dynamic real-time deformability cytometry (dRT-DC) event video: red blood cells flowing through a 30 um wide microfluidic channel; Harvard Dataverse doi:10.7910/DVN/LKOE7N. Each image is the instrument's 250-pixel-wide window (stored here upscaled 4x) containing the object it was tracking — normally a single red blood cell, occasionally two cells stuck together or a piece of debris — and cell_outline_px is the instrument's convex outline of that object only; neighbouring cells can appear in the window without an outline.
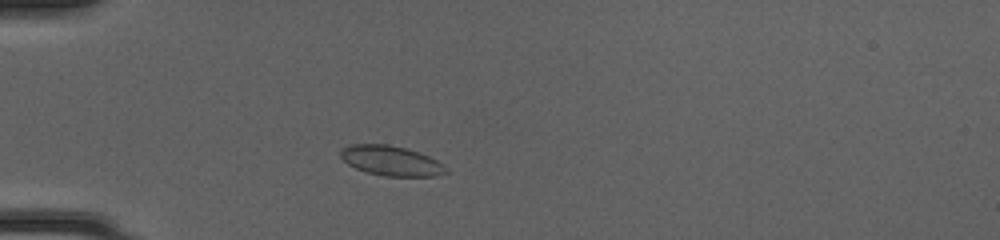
{"species": "common noctule bat (a hibernating species)", "species_latin": "Nyctalus noctula", "temperature_condition": "cold", "stored_images_in_passage": 42, "camera_frame_rate_fps": 3000, "um_per_image_px": 0.085, "animal": {"sex": "female", "body_mass_g": 20.0, "forearm_length_mm": 54.0}, "frame": {"image": 1, "passage_image": 7, "time_ms": 2.0, "image_size_px": [1000, 240], "cell_outline_px": [[448, 172], [436, 176], [384, 176], [368, 172], [356, 168], [348, 164], [340, 156], [340, 148], [352, 144], [388, 144], [404, 148], [428, 156], [444, 164], [448, 168]], "centroid_in_image_um": [33.24, 13.66], "position_along_channel_um": 51.8, "area_um2": 18.26}}
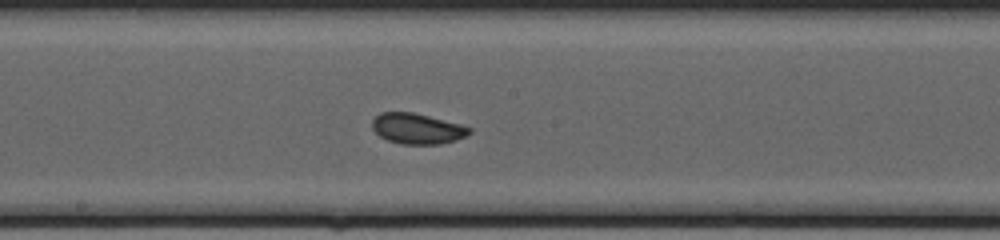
{"frame": {"image": 2, "passage_image": 20, "time_ms": 6.333, "image_size_px": [1000, 240], "cell_outline_px": [[472, 132], [456, 140], [440, 144], [400, 144], [388, 140], [380, 136], [372, 128], [372, 120], [380, 112], [412, 112], [460, 124], [472, 128]], "centroid_in_image_um": [35.45, 10.93], "position_along_channel_um": 212.7, "area_um2": 17.22}}
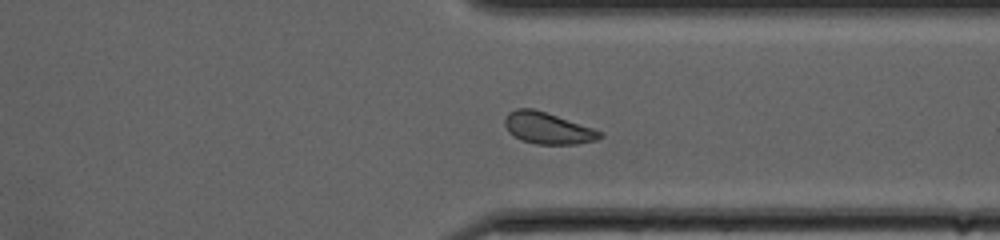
{"frame": {"image": 3, "passage_image": 31, "time_ms": 10.0, "image_size_px": [1000, 240], "cell_outline_px": [[604, 136], [600, 140], [576, 144], [536, 144], [520, 140], [508, 132], [504, 124], [504, 120], [508, 112], [516, 108], [532, 108], [592, 128], [600, 132]], "centroid_in_image_um": [46.52, 10.91], "position_along_channel_um": 364.9, "area_um2": 17.4}, "authors_computed_cell_mechanics": {"area_um2": 17.4556, "velocity_mm_per_s": 4.1432, "shape_relaxation_time_tau1_ms": 2.8489, "shape_relaxation_time_tau2_ms": null, "deformation_change_tau1": 0.0595, "deformation_change_tau2": null}}